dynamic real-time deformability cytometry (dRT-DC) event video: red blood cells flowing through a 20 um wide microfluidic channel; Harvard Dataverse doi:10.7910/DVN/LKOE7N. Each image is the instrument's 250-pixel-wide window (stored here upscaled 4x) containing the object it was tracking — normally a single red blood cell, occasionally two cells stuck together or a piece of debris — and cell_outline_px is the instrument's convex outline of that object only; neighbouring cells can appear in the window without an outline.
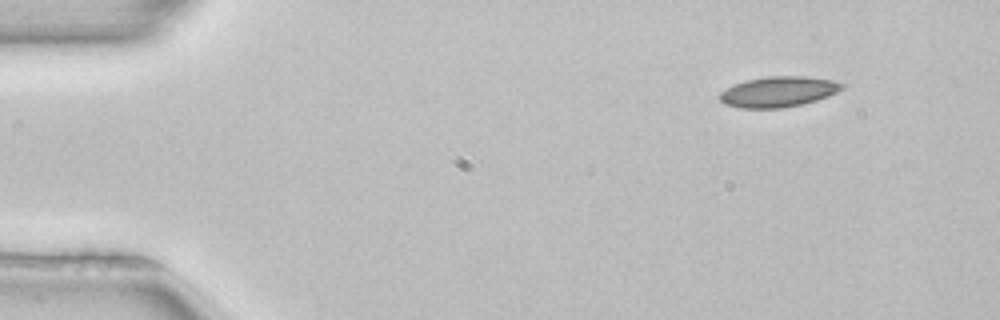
{"species": "common noctule bat (a hibernating species)", "species_latin": "Nyctalus noctula", "temperature_condition": "room temperature", "stored_images_in_passage": 2, "camera_frame_rate_fps": 3000, "um_per_image_px": 0.085, "animal": {"sex": "female", "body_mass_g": 22.7, "forearm_length_mm": 54.2}, "frame": {"image": 1, "passage_image": 1, "time_ms": 0.0, "image_size_px": [1000, 320], "cell_outline_px": [[844, 88], [828, 96], [816, 100], [800, 104], [780, 108], [740, 108], [724, 104], [720, 100], [720, 92], [732, 84], [744, 80], [768, 76], [804, 76], [832, 80], [844, 84]], "centroid_in_image_um": [66.12, 7.79], "position_along_channel_um": 18.9, "area_um2": 21.73}}
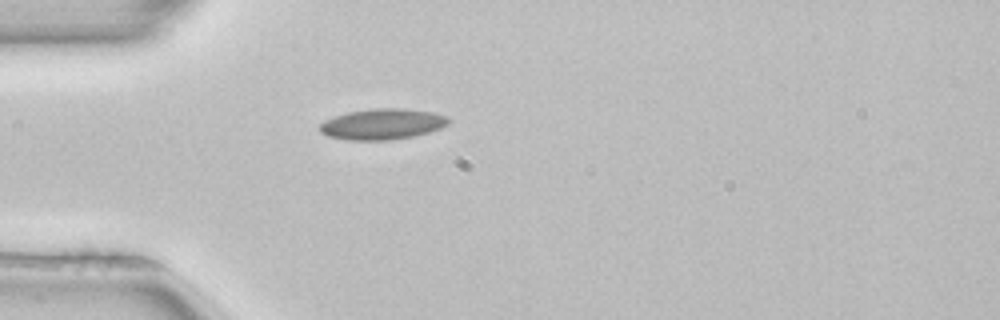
{"frame": {"image": 2, "passage_image": 2, "time_ms": 0.333, "image_size_px": [1000, 320], "cell_outline_px": [[452, 120], [448, 124], [440, 128], [428, 132], [412, 136], [388, 140], [348, 140], [328, 136], [320, 132], [320, 124], [324, 120], [348, 112], [376, 108], [404, 108], [432, 112], [448, 116]], "centroid_in_image_um": [32.52, 10.54], "position_along_channel_um": 52.5, "area_um2": 23.06}}